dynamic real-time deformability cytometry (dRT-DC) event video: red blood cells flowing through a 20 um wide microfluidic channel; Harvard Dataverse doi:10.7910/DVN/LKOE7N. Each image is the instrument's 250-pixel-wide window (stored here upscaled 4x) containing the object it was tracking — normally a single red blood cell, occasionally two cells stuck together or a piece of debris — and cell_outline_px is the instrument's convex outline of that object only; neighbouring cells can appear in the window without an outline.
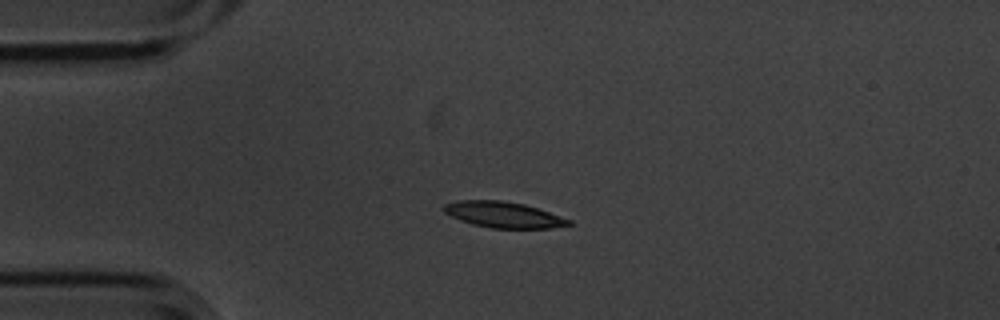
{"species": "common noctule bat (a hibernating species)", "species_latin": "Nyctalus noctula", "temperature_condition": "cold", "stored_images_in_passage": 4, "camera_frame_rate_fps": 3000, "um_per_image_px": 0.085, "animal": {"sex": "male", "body_mass_g": 20.1, "forearm_length_mm": 53.5}, "frame": {"image": 1, "passage_image": 3, "time_ms": 0.667, "image_size_px": [1000, 320], "cell_outline_px": [[572, 224], [552, 228], [492, 228], [472, 224], [460, 220], [444, 212], [440, 208], [444, 204], [460, 200], [500, 200], [524, 204], [572, 220]], "centroid_in_image_um": [42.76, 18.25], "position_along_channel_um": 42.2, "area_um2": 18.79}}